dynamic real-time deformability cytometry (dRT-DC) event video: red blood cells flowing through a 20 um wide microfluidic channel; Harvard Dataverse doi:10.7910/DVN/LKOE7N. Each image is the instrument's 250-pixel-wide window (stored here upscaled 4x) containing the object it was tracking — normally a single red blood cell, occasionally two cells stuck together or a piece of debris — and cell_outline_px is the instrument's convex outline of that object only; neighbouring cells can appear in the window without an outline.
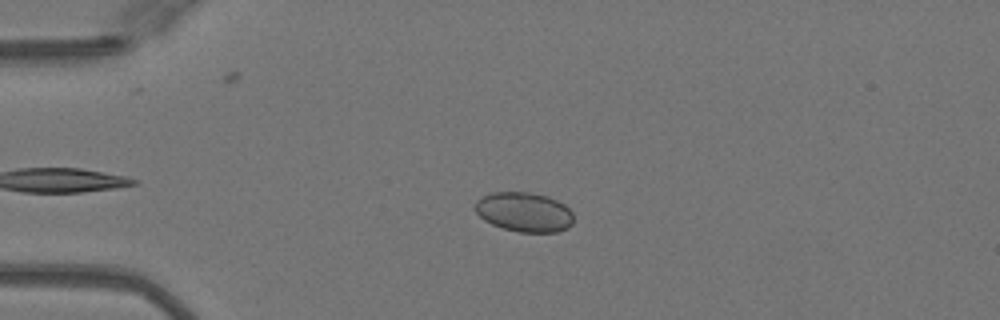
{"species": "Egyptian fruit bat (a non-hibernating species)", "species_latin": "Rousettus aegyptiacus", "temperature_condition": "warm", "stored_images_in_passage": 45, "camera_frame_rate_fps": 3000, "um_per_image_px": 0.085, "animal": {"sex": "female"}, "frame": {"image": 1, "passage_image": 12, "time_ms": 3.667, "image_size_px": [1000, 320], "cell_outline_px": [[572, 224], [568, 228], [556, 232], [520, 232], [504, 228], [492, 224], [484, 220], [476, 212], [476, 200], [492, 192], [528, 192], [548, 196], [564, 204], [572, 212]], "centroid_in_image_um": [44.57, 18.02], "position_along_channel_um": 40.4, "area_um2": 22.54}}
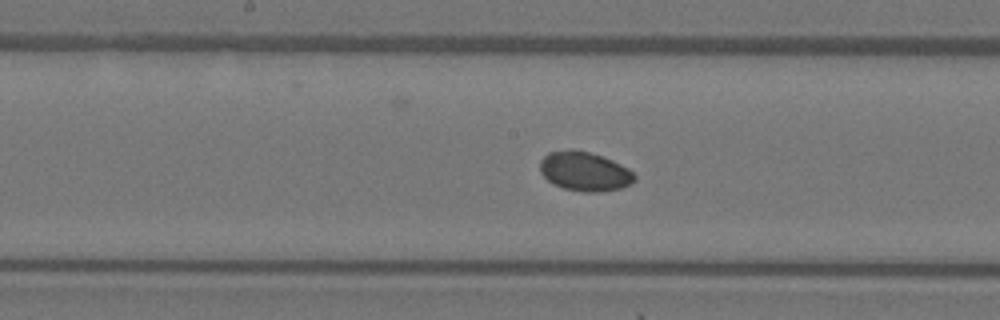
{"frame": {"image": 2, "passage_image": 26, "time_ms": 8.333, "image_size_px": [1000, 320], "cell_outline_px": [[636, 180], [632, 184], [620, 188], [600, 192], [584, 192], [564, 188], [552, 184], [540, 172], [540, 160], [548, 152], [572, 148], [604, 156], [628, 168], [636, 176]], "centroid_in_image_um": [49.69, 14.56], "position_along_channel_um": 198.5, "area_um2": 21.85}}
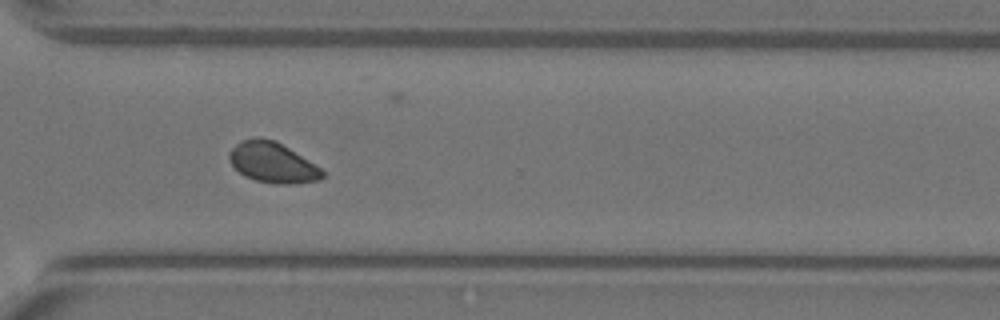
{"frame": {"image": 3, "passage_image": 37, "time_ms": 12.0, "image_size_px": [1000, 320], "cell_outline_px": [[324, 176], [320, 180], [292, 184], [276, 184], [256, 180], [244, 176], [232, 164], [228, 156], [228, 152], [240, 140], [252, 136], [256, 136], [276, 140], [320, 168], [324, 172]], "centroid_in_image_um": [23.13, 13.79], "position_along_channel_um": 347.5, "area_um2": 21.96}, "authors_computed_cell_mechanics": {"area_um2": 21.7328, "velocity_mm_per_s": 4.0737, "shape_relaxation_time_tau1_ms": null, "shape_relaxation_time_tau2_ms": 3.8131, "deformation_change_tau1": null, "deformation_change_tau2": 0.0502}}